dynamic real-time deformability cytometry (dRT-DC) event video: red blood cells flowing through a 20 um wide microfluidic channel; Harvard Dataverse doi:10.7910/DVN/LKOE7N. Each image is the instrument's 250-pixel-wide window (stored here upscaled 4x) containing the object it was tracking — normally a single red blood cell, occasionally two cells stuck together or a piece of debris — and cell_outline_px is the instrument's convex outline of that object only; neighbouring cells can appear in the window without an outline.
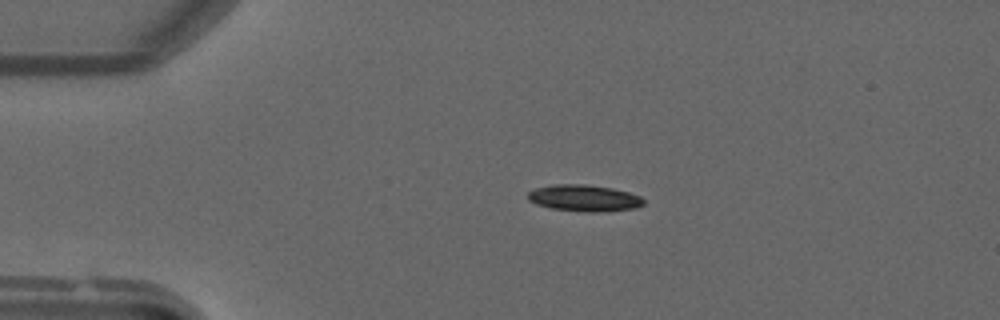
{"species": "common noctule bat (a hibernating species)", "species_latin": "Nyctalus noctula", "temperature_condition": "warm", "stored_images_in_passage": 36, "camera_frame_rate_fps": 3000, "um_per_image_px": 0.085, "animal": {"sex": "male", "forearm_length_mm": 52.5}, "frame": {"image": 1, "passage_image": 3, "time_ms": 0.667, "image_size_px": [1000, 320], "cell_outline_px": [[644, 204], [632, 208], [600, 212], [588, 212], [552, 208], [536, 204], [528, 200], [528, 192], [536, 188], [552, 184], [588, 184], [612, 188], [628, 192], [640, 196], [644, 200]], "centroid_in_image_um": [49.63, 16.82], "position_along_channel_um": 35.4, "area_um2": 17.8}}
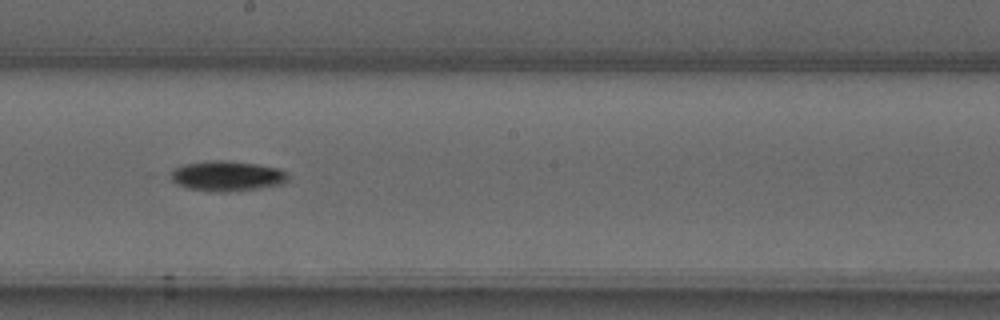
{"frame": {"image": 2, "passage_image": 20, "time_ms": 6.333, "image_size_px": [1000, 320], "cell_outline_px": [[288, 180], [284, 184], [260, 188], [228, 192], [216, 192], [188, 188], [176, 184], [172, 180], [168, 172], [172, 168], [184, 164], [212, 160], [224, 160], [256, 164], [280, 168], [288, 172]], "centroid_in_image_um": [19.3, 14.96], "position_along_channel_um": 228.9, "area_um2": 20.98}}
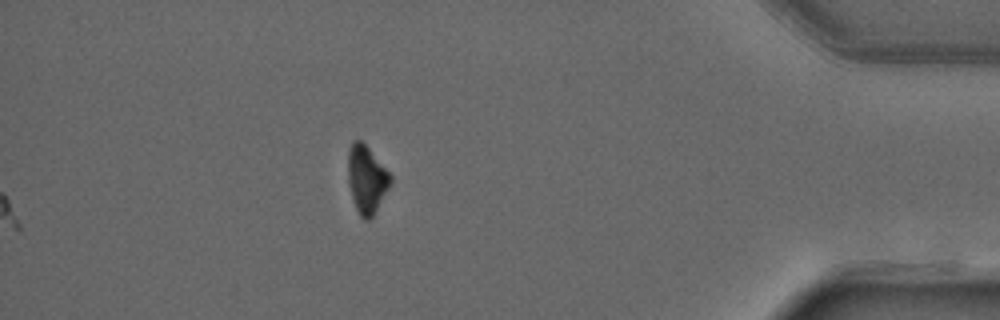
{"frame": {"image": 3, "passage_image": 36, "time_ms": 11.667, "image_size_px": [1000, 320], "cell_outline_px": [[392, 180], [388, 188], [372, 216], [368, 220], [364, 220], [360, 216], [356, 208], [348, 184], [348, 148], [352, 140], [360, 140], [368, 148], [392, 176]], "centroid_in_image_um": [31.13, 15.22], "position_along_channel_um": 404.1, "area_um2": 16.42}}